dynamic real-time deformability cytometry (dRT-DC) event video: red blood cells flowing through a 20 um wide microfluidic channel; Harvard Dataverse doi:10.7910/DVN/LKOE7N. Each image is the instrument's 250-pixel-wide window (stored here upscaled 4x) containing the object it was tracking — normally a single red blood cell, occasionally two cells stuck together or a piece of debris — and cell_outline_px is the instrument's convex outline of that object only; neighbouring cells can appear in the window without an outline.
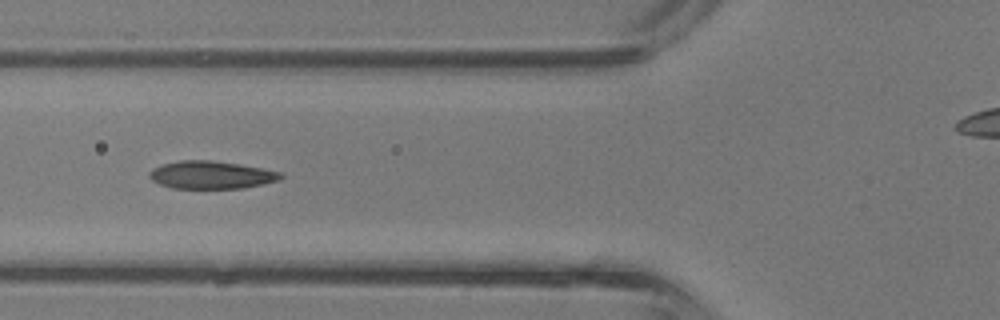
{"species": "common noctule bat (a hibernating species)", "species_latin": "Nyctalus noctula", "temperature_condition": "room temperature", "stored_images_in_passage": 4, "camera_frame_rate_fps": 3000, "um_per_image_px": 0.085, "animal": {"sex": "male", "body_mass_g": 13.3}, "frame": {"image": 1, "passage_image": 4, "time_ms": 1.0, "image_size_px": [1000, 320], "cell_outline_px": [[284, 176], [280, 180], [264, 184], [244, 188], [172, 188], [160, 184], [152, 180], [148, 176], [148, 172], [152, 168], [160, 164], [180, 160], [208, 160], [240, 164], [264, 168], [284, 172]], "centroid_in_image_um": [17.98, 14.86], "position_along_channel_um": 107.8, "area_um2": 21.56}}